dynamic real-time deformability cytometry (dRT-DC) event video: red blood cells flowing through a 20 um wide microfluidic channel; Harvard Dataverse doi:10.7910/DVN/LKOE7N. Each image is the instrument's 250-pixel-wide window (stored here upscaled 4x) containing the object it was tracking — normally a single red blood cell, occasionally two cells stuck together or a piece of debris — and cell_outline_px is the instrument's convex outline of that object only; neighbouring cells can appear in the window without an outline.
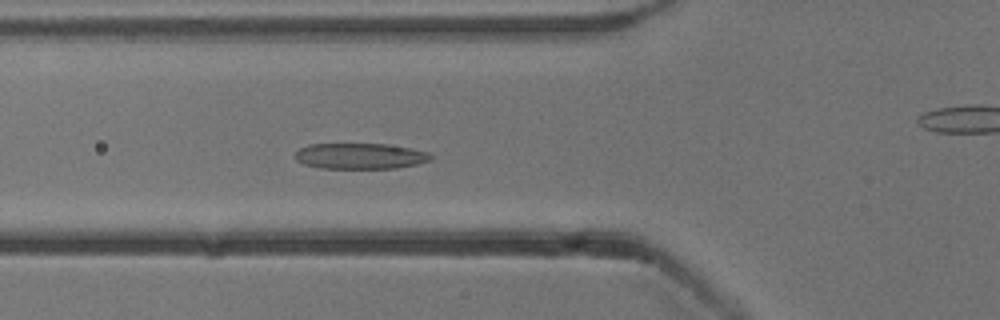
{"species": "common noctule bat (a hibernating species)", "species_latin": "Nyctalus noctula", "temperature_condition": "cold", "stored_images_in_passage": 55, "camera_frame_rate_fps": 3000, "um_per_image_px": 0.085, "animal": {"sex": "male", "body_mass_g": 13.3}, "frame": {"image": 1, "passage_image": 20, "time_ms": 6.333, "image_size_px": [1000, 320], "cell_outline_px": [[432, 160], [416, 164], [396, 168], [320, 168], [304, 164], [296, 160], [296, 152], [300, 148], [308, 144], [388, 144], [412, 148], [428, 152], [432, 156]], "centroid_in_image_um": [30.63, 13.26], "position_along_channel_um": 95.2, "area_um2": 20.4}}
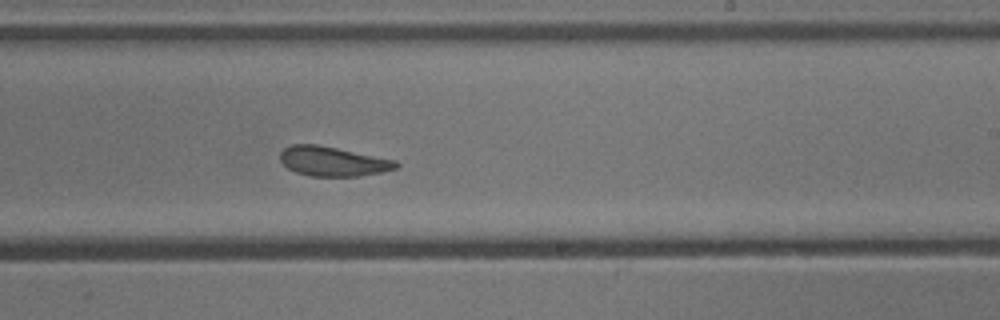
{"frame": {"image": 2, "passage_image": 33, "time_ms": 10.667, "image_size_px": [1000, 320], "cell_outline_px": [[400, 164], [396, 168], [380, 172], [360, 176], [312, 176], [296, 172], [288, 168], [280, 160], [280, 152], [284, 148], [292, 144], [316, 144], [396, 160]], "centroid_in_image_um": [28.28, 13.71], "position_along_channel_um": 260.7, "area_um2": 19.77}}
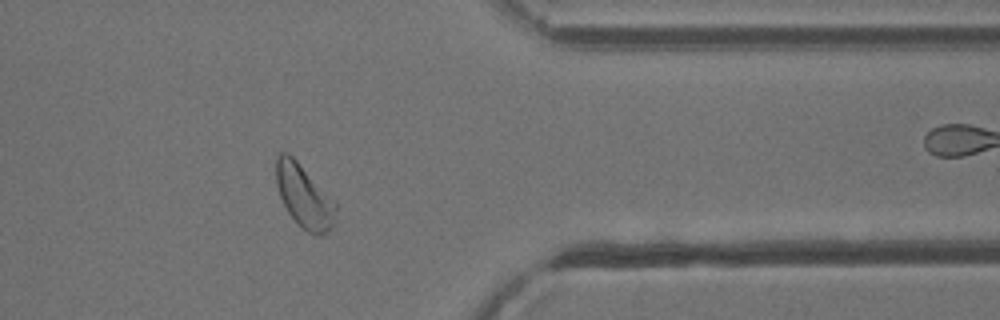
{"frame": {"image": 3, "passage_image": 44, "time_ms": 14.333, "image_size_px": [1000, 320], "cell_outline_px": [[336, 208], [332, 224], [328, 232], [320, 236], [316, 236], [308, 232], [288, 212], [280, 196], [276, 184], [276, 156], [280, 152], [288, 152], [336, 200]], "centroid_in_image_um": [25.85, 16.65], "position_along_channel_um": 385.5, "area_um2": 21.79}, "authors_computed_cell_mechanics": {"area_um2": 21.7906, "velocity_mm_per_s": 3.8101, "shape_relaxation_time_tau1_ms": 4.9756, "shape_relaxation_time_tau2_ms": 3.5365, "deformation_change_tau1": 0.1545, "deformation_change_tau2": 0.1212}}